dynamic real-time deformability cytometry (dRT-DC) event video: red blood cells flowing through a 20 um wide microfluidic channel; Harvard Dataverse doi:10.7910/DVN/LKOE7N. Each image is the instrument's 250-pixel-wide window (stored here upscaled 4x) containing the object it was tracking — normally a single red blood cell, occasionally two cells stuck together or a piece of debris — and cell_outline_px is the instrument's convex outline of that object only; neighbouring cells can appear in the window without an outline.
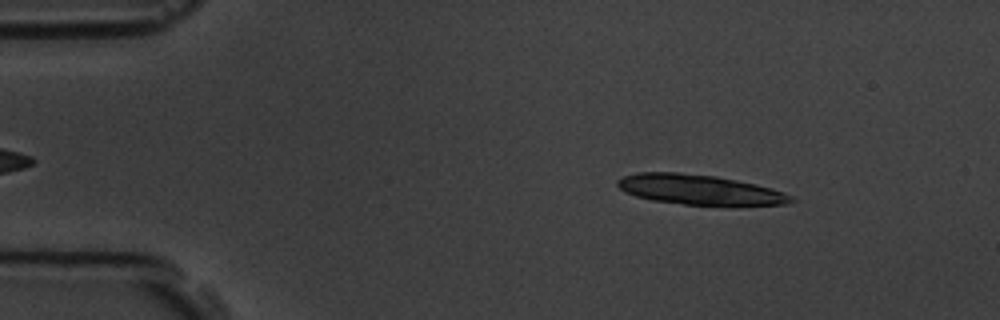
{"species": "common noctule bat (a hibernating species)", "species_latin": "Nyctalus noctula", "temperature_condition": "room temperature", "stored_images_in_passage": 5, "camera_frame_rate_fps": 3000, "um_per_image_px": 0.085, "animal": {"sex": "male", "body_mass_g": 19.5, "forearm_length_mm": 54.6}, "frame": {"image": 1, "passage_image": 2, "time_ms": 1.333, "image_size_px": [1000, 320], "cell_outline_px": [[796, 200], [788, 204], [736, 208], [684, 204], [652, 200], [636, 196], [620, 188], [616, 184], [616, 180], [624, 176], [636, 172], [676, 172], [716, 176], [756, 184], [772, 188], [784, 192], [792, 196]], "centroid_in_image_um": [59.59, 16.16], "position_along_channel_um": 25.4, "area_um2": 31.33}}